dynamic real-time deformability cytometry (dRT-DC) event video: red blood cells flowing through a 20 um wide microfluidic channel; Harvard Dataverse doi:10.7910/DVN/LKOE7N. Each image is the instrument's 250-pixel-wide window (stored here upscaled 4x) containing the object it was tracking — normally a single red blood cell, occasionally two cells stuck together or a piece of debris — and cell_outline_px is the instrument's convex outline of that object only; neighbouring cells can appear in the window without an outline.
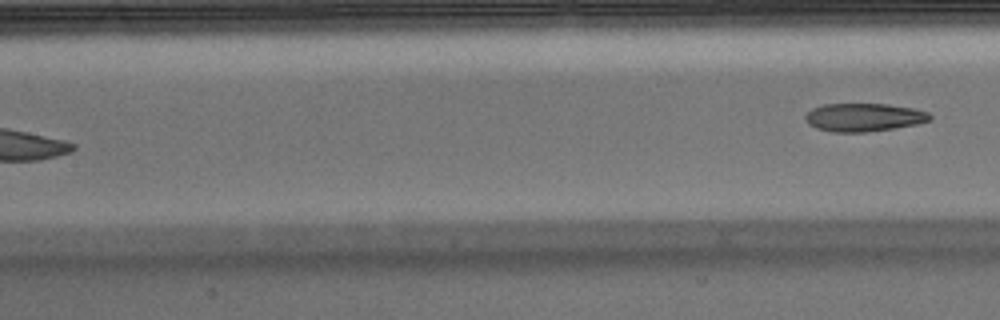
{"species": "Egyptian fruit bat (a non-hibernating species)", "species_latin": "Rousettus aegyptiacus", "temperature_condition": "warm", "stored_images_in_passage": 8, "camera_frame_rate_fps": 3000, "um_per_image_px": 0.085, "animal": {"sex": "male"}, "frame": {"image": 1, "passage_image": 8, "time_ms": 2.333, "image_size_px": [1000, 320], "cell_outline_px": [[932, 116], [928, 120], [916, 124], [896, 128], [864, 132], [832, 132], [816, 128], [808, 124], [804, 120], [804, 116], [812, 108], [824, 104], [888, 104], [912, 108], [928, 112]], "centroid_in_image_um": [73.38, 9.97], "position_along_channel_um": 134.0, "area_um2": 20.46}}